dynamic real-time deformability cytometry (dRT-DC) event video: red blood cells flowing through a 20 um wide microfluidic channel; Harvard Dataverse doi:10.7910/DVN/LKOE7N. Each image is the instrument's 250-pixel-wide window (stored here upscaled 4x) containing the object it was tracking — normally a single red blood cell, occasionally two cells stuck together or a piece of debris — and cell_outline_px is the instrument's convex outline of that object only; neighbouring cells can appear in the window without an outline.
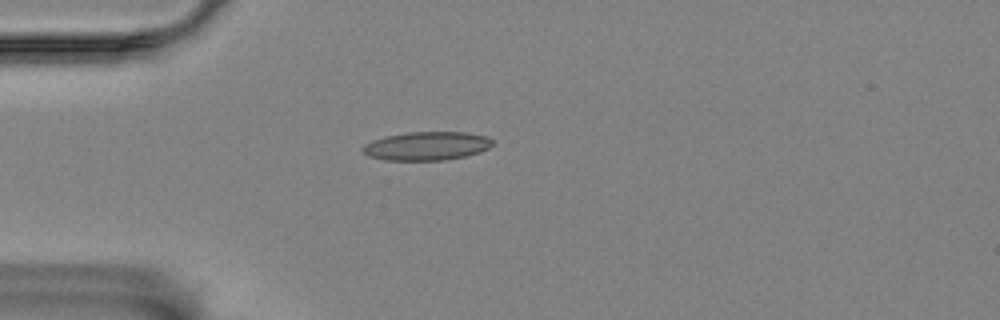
{"species": "Egyptian fruit bat (a non-hibernating species)", "species_latin": "Rousettus aegyptiacus", "temperature_condition": "room temperature", "stored_images_in_passage": 6, "camera_frame_rate_fps": 3000, "um_per_image_px": 0.085, "animal": {"sex": "female"}, "frame": {"image": 1, "passage_image": 1, "time_ms": 0.0, "image_size_px": [1000, 320], "cell_outline_px": [[492, 144], [488, 148], [480, 152], [464, 156], [444, 160], [384, 160], [368, 156], [360, 148], [364, 144], [372, 140], [384, 136], [408, 132], [464, 132], [488, 136], [492, 140]], "centroid_in_image_um": [36.24, 12.4], "position_along_channel_um": 48.8, "area_um2": 21.68}}
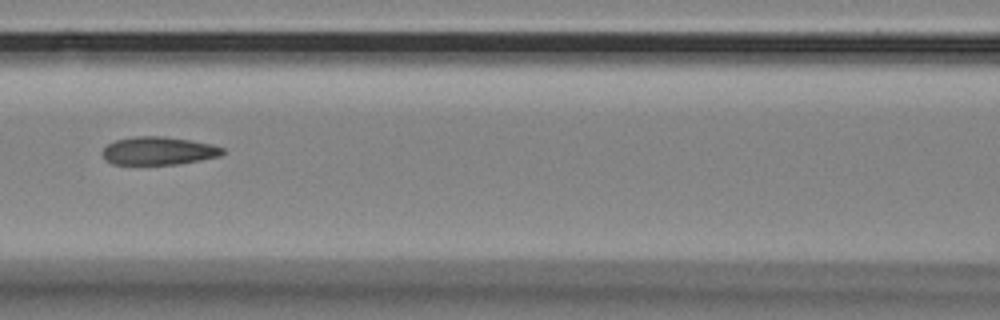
{"frame": {"image": 2, "passage_image": 4, "time_ms": 3.333, "image_size_px": [1000, 320], "cell_outline_px": [[224, 152], [220, 156], [200, 160], [176, 164], [112, 164], [104, 160], [104, 148], [108, 144], [116, 140], [136, 136], [160, 136], [188, 140], [212, 144], [224, 148]], "centroid_in_image_um": [13.48, 12.82], "position_along_channel_um": 153.1, "area_um2": 19.42}}
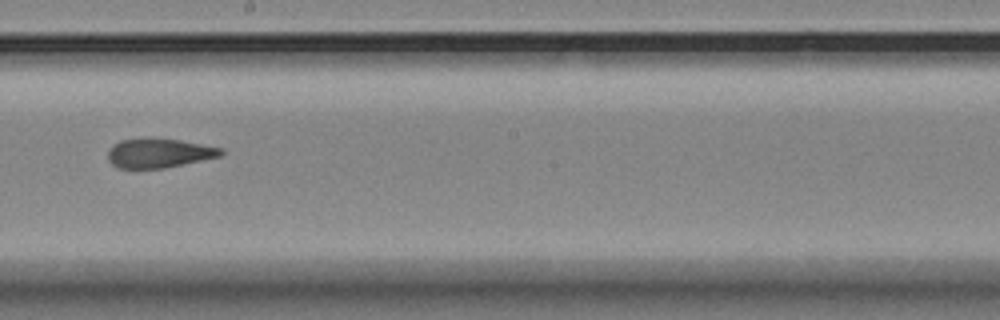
{"frame": {"image": 3, "passage_image": 6, "time_ms": 5.667, "image_size_px": [1000, 320], "cell_outline_px": [[224, 152], [220, 156], [164, 168], [120, 168], [112, 164], [108, 160], [108, 148], [112, 144], [120, 140], [144, 136], [180, 140], [224, 148]], "centroid_in_image_um": [13.47, 12.98], "position_along_channel_um": 234.7, "area_um2": 19.65}}